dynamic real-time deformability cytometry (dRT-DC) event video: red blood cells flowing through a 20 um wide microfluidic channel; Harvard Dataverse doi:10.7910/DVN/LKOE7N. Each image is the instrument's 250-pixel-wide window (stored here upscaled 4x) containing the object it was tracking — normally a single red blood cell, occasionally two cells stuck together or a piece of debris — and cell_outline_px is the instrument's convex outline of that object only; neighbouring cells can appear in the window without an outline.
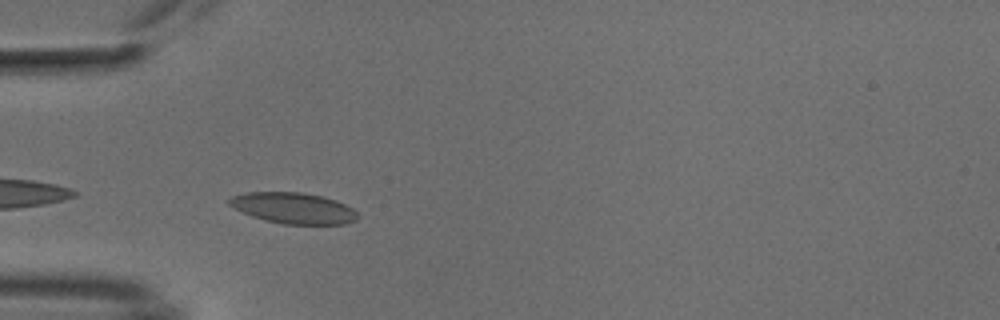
{"species": "common noctule bat (a hibernating species)", "species_latin": "Nyctalus noctula", "temperature_condition": "cold", "stored_images_in_passage": 39, "camera_frame_rate_fps": 3000, "um_per_image_px": 0.085, "animal": {"sex": "male", "body_mass_g": 18.8}, "frame": {"image": 1, "passage_image": 2, "time_ms": 0.333, "image_size_px": [1000, 320], "cell_outline_px": [[360, 216], [356, 220], [344, 224], [284, 224], [264, 220], [252, 216], [228, 204], [224, 200], [232, 196], [248, 192], [304, 192], [324, 196], [336, 200], [352, 208]], "centroid_in_image_um": [24.95, 17.68], "position_along_channel_um": 60.1, "area_um2": 23.29}}
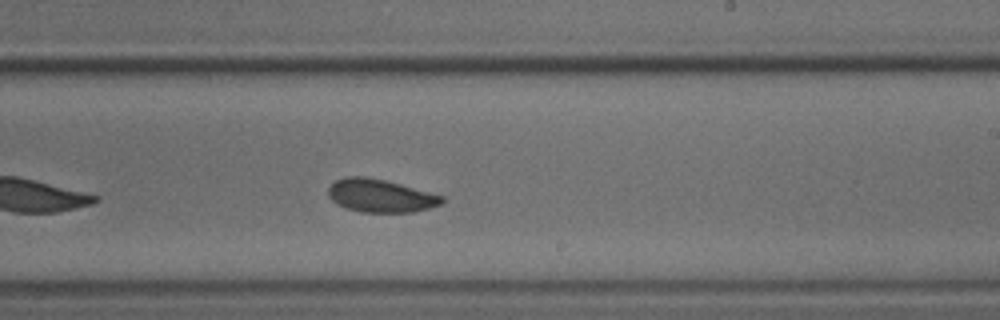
{"frame": {"image": 2, "passage_image": 18, "time_ms": 5.667, "image_size_px": [1000, 320], "cell_outline_px": [[444, 200], [440, 204], [428, 208], [412, 212], [360, 212], [348, 208], [332, 200], [328, 196], [328, 188], [336, 180], [344, 176], [364, 176], [384, 180], [400, 184], [444, 196]], "centroid_in_image_um": [32.32, 16.63], "position_along_channel_um": 256.7, "area_um2": 21.62}}
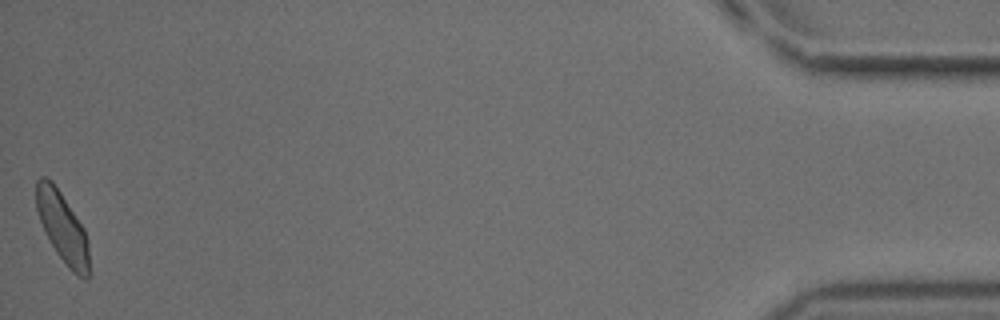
{"frame": {"image": 3, "passage_image": 39, "time_ms": 12.667, "image_size_px": [1000, 320], "cell_outline_px": [[88, 280], [84, 280], [76, 276], [72, 272], [56, 252], [40, 220], [36, 208], [36, 180], [40, 176], [44, 176], [52, 180], [84, 228], [88, 240]], "centroid_in_image_um": [5.31, 19.32], "position_along_channel_um": 429.9, "area_um2": 21.39}, "authors_computed_cell_mechanics": {"area_um2": 21.675, "velocity_mm_per_s": 3.7632, "shape_relaxation_time_tau1_ms": 4.3185, "shape_relaxation_time_tau2_ms": 3.896, "deformation_change_tau1": 0.1011, "deformation_change_tau2": 0.077}}